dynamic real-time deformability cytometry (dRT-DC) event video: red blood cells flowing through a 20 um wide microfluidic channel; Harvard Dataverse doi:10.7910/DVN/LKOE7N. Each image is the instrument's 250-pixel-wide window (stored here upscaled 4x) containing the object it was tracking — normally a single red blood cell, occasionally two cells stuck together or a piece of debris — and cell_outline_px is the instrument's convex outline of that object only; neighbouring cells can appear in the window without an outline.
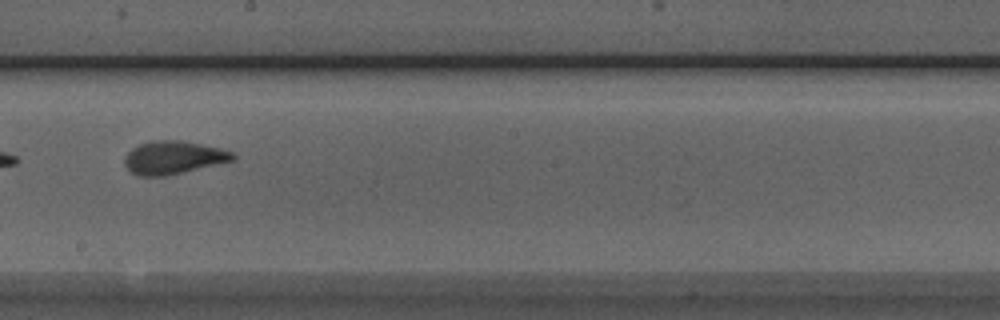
{"species": "Egyptian fruit bat (a non-hibernating species)", "species_latin": "Rousettus aegyptiacus", "temperature_condition": "room temperature", "stored_images_in_passage": 8, "camera_frame_rate_fps": 3000, "um_per_image_px": 0.085, "animal": {"sex": "male"}, "frame": {"image": 1, "passage_image": 8, "time_ms": 7.667, "image_size_px": [1000, 320], "cell_outline_px": [[236, 160], [168, 176], [136, 176], [124, 164], [124, 156], [132, 148], [140, 144], [152, 140], [184, 140], [220, 148], [232, 152], [236, 156]], "centroid_in_image_um": [14.75, 13.39], "position_along_channel_um": 233.5, "area_um2": 21.15}}